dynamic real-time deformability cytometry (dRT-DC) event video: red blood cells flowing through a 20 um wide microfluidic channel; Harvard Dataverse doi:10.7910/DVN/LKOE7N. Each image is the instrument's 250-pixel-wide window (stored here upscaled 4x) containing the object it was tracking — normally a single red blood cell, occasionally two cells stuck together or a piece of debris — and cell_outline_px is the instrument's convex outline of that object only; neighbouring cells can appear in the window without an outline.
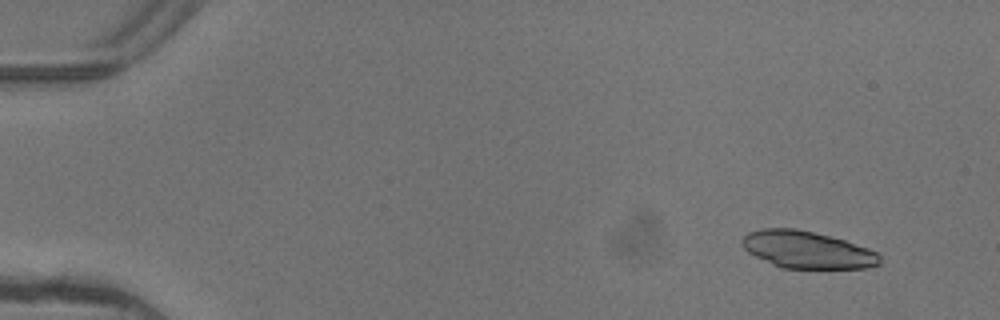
{"species": "common noctule bat (a hibernating species)", "species_latin": "Nyctalus noctula", "temperature_condition": "warm", "stored_images_in_passage": 4, "camera_frame_rate_fps": 3000, "um_per_image_px": 0.085, "animal": {"sex": "female"}, "frame": {"image": 1, "passage_image": 2, "time_ms": 0.333, "image_size_px": [1000, 320], "cell_outline_px": [[880, 264], [864, 268], [780, 268], [748, 252], [740, 244], [740, 240], [748, 232], [760, 228], [796, 228], [844, 240], [868, 248], [876, 252], [880, 256]], "centroid_in_image_um": [68.56, 21.22], "position_along_channel_um": 16.4, "area_um2": 29.71}}